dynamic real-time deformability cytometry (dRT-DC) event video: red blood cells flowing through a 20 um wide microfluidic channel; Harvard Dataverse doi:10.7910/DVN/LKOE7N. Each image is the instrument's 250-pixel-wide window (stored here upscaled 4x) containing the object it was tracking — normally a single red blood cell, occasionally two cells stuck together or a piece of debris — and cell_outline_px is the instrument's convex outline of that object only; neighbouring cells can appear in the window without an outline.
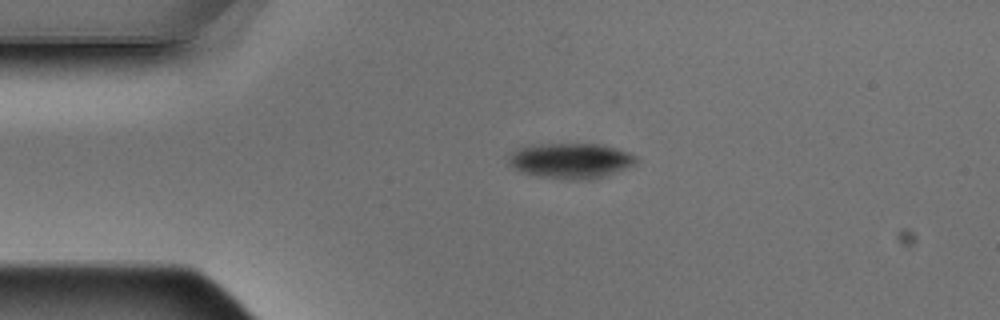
{"species": "Egyptian fruit bat (a non-hibernating species)", "species_latin": "Rousettus aegyptiacus", "temperature_condition": "warm", "stored_images_in_passage": 1, "camera_frame_rate_fps": 3000, "um_per_image_px": 0.085, "animal": {"sex": "male"}, "frame": {"image": 1, "passage_image": 1, "time_ms": 0.0, "image_size_px": [1000, 320], "cell_outline_px": [[636, 160], [632, 164], [624, 168], [604, 176], [588, 180], [568, 180], [536, 176], [524, 172], [516, 168], [508, 160], [508, 156], [512, 152], [528, 144], [604, 144], [628, 152], [636, 156]], "centroid_in_image_um": [48.49, 13.65], "position_along_channel_um": 36.5, "area_um2": 26.07}}